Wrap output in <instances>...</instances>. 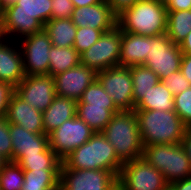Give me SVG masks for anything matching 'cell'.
<instances>
[{
	"mask_svg": "<svg viewBox=\"0 0 191 190\" xmlns=\"http://www.w3.org/2000/svg\"><path fill=\"white\" fill-rule=\"evenodd\" d=\"M51 4L52 0H18L2 9V38L17 37L12 38L16 41L43 30L51 20Z\"/></svg>",
	"mask_w": 191,
	"mask_h": 190,
	"instance_id": "obj_1",
	"label": "cell"
},
{
	"mask_svg": "<svg viewBox=\"0 0 191 190\" xmlns=\"http://www.w3.org/2000/svg\"><path fill=\"white\" fill-rule=\"evenodd\" d=\"M143 146L182 143L185 124L174 110H134Z\"/></svg>",
	"mask_w": 191,
	"mask_h": 190,
	"instance_id": "obj_2",
	"label": "cell"
},
{
	"mask_svg": "<svg viewBox=\"0 0 191 190\" xmlns=\"http://www.w3.org/2000/svg\"><path fill=\"white\" fill-rule=\"evenodd\" d=\"M115 149L118 159L124 164L143 155V143L139 123L134 110H120L101 132Z\"/></svg>",
	"mask_w": 191,
	"mask_h": 190,
	"instance_id": "obj_3",
	"label": "cell"
},
{
	"mask_svg": "<svg viewBox=\"0 0 191 190\" xmlns=\"http://www.w3.org/2000/svg\"><path fill=\"white\" fill-rule=\"evenodd\" d=\"M122 165L113 145L101 132H96L62 160L61 168L107 170L118 177Z\"/></svg>",
	"mask_w": 191,
	"mask_h": 190,
	"instance_id": "obj_4",
	"label": "cell"
},
{
	"mask_svg": "<svg viewBox=\"0 0 191 190\" xmlns=\"http://www.w3.org/2000/svg\"><path fill=\"white\" fill-rule=\"evenodd\" d=\"M117 26L136 35L157 36L166 33L167 9L156 0H139L117 16Z\"/></svg>",
	"mask_w": 191,
	"mask_h": 190,
	"instance_id": "obj_5",
	"label": "cell"
},
{
	"mask_svg": "<svg viewBox=\"0 0 191 190\" xmlns=\"http://www.w3.org/2000/svg\"><path fill=\"white\" fill-rule=\"evenodd\" d=\"M142 157L159 170L168 184L191 176V163L182 143L144 146Z\"/></svg>",
	"mask_w": 191,
	"mask_h": 190,
	"instance_id": "obj_6",
	"label": "cell"
},
{
	"mask_svg": "<svg viewBox=\"0 0 191 190\" xmlns=\"http://www.w3.org/2000/svg\"><path fill=\"white\" fill-rule=\"evenodd\" d=\"M165 177L143 157L122 165L118 190H168Z\"/></svg>",
	"mask_w": 191,
	"mask_h": 190,
	"instance_id": "obj_7",
	"label": "cell"
},
{
	"mask_svg": "<svg viewBox=\"0 0 191 190\" xmlns=\"http://www.w3.org/2000/svg\"><path fill=\"white\" fill-rule=\"evenodd\" d=\"M182 55L180 46L173 43L166 33L149 36L148 54L143 65L153 70L161 81L180 70Z\"/></svg>",
	"mask_w": 191,
	"mask_h": 190,
	"instance_id": "obj_8",
	"label": "cell"
},
{
	"mask_svg": "<svg viewBox=\"0 0 191 190\" xmlns=\"http://www.w3.org/2000/svg\"><path fill=\"white\" fill-rule=\"evenodd\" d=\"M122 30L116 25L104 32L102 36L83 52L81 64L93 69L96 73L119 65Z\"/></svg>",
	"mask_w": 191,
	"mask_h": 190,
	"instance_id": "obj_9",
	"label": "cell"
},
{
	"mask_svg": "<svg viewBox=\"0 0 191 190\" xmlns=\"http://www.w3.org/2000/svg\"><path fill=\"white\" fill-rule=\"evenodd\" d=\"M59 190H118V177L107 170L60 168Z\"/></svg>",
	"mask_w": 191,
	"mask_h": 190,
	"instance_id": "obj_10",
	"label": "cell"
},
{
	"mask_svg": "<svg viewBox=\"0 0 191 190\" xmlns=\"http://www.w3.org/2000/svg\"><path fill=\"white\" fill-rule=\"evenodd\" d=\"M95 132L77 115L48 134L49 147L63 160L86 143Z\"/></svg>",
	"mask_w": 191,
	"mask_h": 190,
	"instance_id": "obj_11",
	"label": "cell"
},
{
	"mask_svg": "<svg viewBox=\"0 0 191 190\" xmlns=\"http://www.w3.org/2000/svg\"><path fill=\"white\" fill-rule=\"evenodd\" d=\"M96 79L119 110H134L133 83L129 67H110L97 72Z\"/></svg>",
	"mask_w": 191,
	"mask_h": 190,
	"instance_id": "obj_12",
	"label": "cell"
},
{
	"mask_svg": "<svg viewBox=\"0 0 191 190\" xmlns=\"http://www.w3.org/2000/svg\"><path fill=\"white\" fill-rule=\"evenodd\" d=\"M52 46L44 29L19 40L26 76L49 75V52Z\"/></svg>",
	"mask_w": 191,
	"mask_h": 190,
	"instance_id": "obj_13",
	"label": "cell"
},
{
	"mask_svg": "<svg viewBox=\"0 0 191 190\" xmlns=\"http://www.w3.org/2000/svg\"><path fill=\"white\" fill-rule=\"evenodd\" d=\"M15 93L29 105L44 112L56 96L55 81L51 75H30L15 87Z\"/></svg>",
	"mask_w": 191,
	"mask_h": 190,
	"instance_id": "obj_14",
	"label": "cell"
},
{
	"mask_svg": "<svg viewBox=\"0 0 191 190\" xmlns=\"http://www.w3.org/2000/svg\"><path fill=\"white\" fill-rule=\"evenodd\" d=\"M53 78L57 96L78 101L83 92L96 79V72L80 63L65 72L53 76Z\"/></svg>",
	"mask_w": 191,
	"mask_h": 190,
	"instance_id": "obj_15",
	"label": "cell"
},
{
	"mask_svg": "<svg viewBox=\"0 0 191 190\" xmlns=\"http://www.w3.org/2000/svg\"><path fill=\"white\" fill-rule=\"evenodd\" d=\"M71 20L77 27L88 26L101 30L103 33L117 25V16L112 12L106 0L89 6L74 7Z\"/></svg>",
	"mask_w": 191,
	"mask_h": 190,
	"instance_id": "obj_16",
	"label": "cell"
},
{
	"mask_svg": "<svg viewBox=\"0 0 191 190\" xmlns=\"http://www.w3.org/2000/svg\"><path fill=\"white\" fill-rule=\"evenodd\" d=\"M9 41L7 38L0 39V82L15 88L26 75L19 42Z\"/></svg>",
	"mask_w": 191,
	"mask_h": 190,
	"instance_id": "obj_17",
	"label": "cell"
},
{
	"mask_svg": "<svg viewBox=\"0 0 191 190\" xmlns=\"http://www.w3.org/2000/svg\"><path fill=\"white\" fill-rule=\"evenodd\" d=\"M5 118L8 123L21 126L31 133L45 134L42 112L29 105L15 92L11 95Z\"/></svg>",
	"mask_w": 191,
	"mask_h": 190,
	"instance_id": "obj_18",
	"label": "cell"
},
{
	"mask_svg": "<svg viewBox=\"0 0 191 190\" xmlns=\"http://www.w3.org/2000/svg\"><path fill=\"white\" fill-rule=\"evenodd\" d=\"M9 132L13 148V162L21 155L39 154L50 148L47 134L31 133L21 126L10 123Z\"/></svg>",
	"mask_w": 191,
	"mask_h": 190,
	"instance_id": "obj_19",
	"label": "cell"
},
{
	"mask_svg": "<svg viewBox=\"0 0 191 190\" xmlns=\"http://www.w3.org/2000/svg\"><path fill=\"white\" fill-rule=\"evenodd\" d=\"M120 66L143 65L149 49V36L136 35L122 31L120 47Z\"/></svg>",
	"mask_w": 191,
	"mask_h": 190,
	"instance_id": "obj_20",
	"label": "cell"
},
{
	"mask_svg": "<svg viewBox=\"0 0 191 190\" xmlns=\"http://www.w3.org/2000/svg\"><path fill=\"white\" fill-rule=\"evenodd\" d=\"M77 101L74 99L55 96L51 105L42 112L43 127L45 134H49L60 125L75 117Z\"/></svg>",
	"mask_w": 191,
	"mask_h": 190,
	"instance_id": "obj_21",
	"label": "cell"
},
{
	"mask_svg": "<svg viewBox=\"0 0 191 190\" xmlns=\"http://www.w3.org/2000/svg\"><path fill=\"white\" fill-rule=\"evenodd\" d=\"M51 43L55 47H73L77 26L71 18L51 19L44 25Z\"/></svg>",
	"mask_w": 191,
	"mask_h": 190,
	"instance_id": "obj_22",
	"label": "cell"
},
{
	"mask_svg": "<svg viewBox=\"0 0 191 190\" xmlns=\"http://www.w3.org/2000/svg\"><path fill=\"white\" fill-rule=\"evenodd\" d=\"M174 95L159 81L145 94L134 110H174Z\"/></svg>",
	"mask_w": 191,
	"mask_h": 190,
	"instance_id": "obj_23",
	"label": "cell"
},
{
	"mask_svg": "<svg viewBox=\"0 0 191 190\" xmlns=\"http://www.w3.org/2000/svg\"><path fill=\"white\" fill-rule=\"evenodd\" d=\"M49 60V75L52 77L81 63L80 54L74 47L52 46Z\"/></svg>",
	"mask_w": 191,
	"mask_h": 190,
	"instance_id": "obj_24",
	"label": "cell"
},
{
	"mask_svg": "<svg viewBox=\"0 0 191 190\" xmlns=\"http://www.w3.org/2000/svg\"><path fill=\"white\" fill-rule=\"evenodd\" d=\"M133 83L134 107L143 99L145 94L159 81V76L144 65L129 67Z\"/></svg>",
	"mask_w": 191,
	"mask_h": 190,
	"instance_id": "obj_25",
	"label": "cell"
},
{
	"mask_svg": "<svg viewBox=\"0 0 191 190\" xmlns=\"http://www.w3.org/2000/svg\"><path fill=\"white\" fill-rule=\"evenodd\" d=\"M16 162L23 171L60 170L62 160L49 148L46 152L33 155H21Z\"/></svg>",
	"mask_w": 191,
	"mask_h": 190,
	"instance_id": "obj_26",
	"label": "cell"
},
{
	"mask_svg": "<svg viewBox=\"0 0 191 190\" xmlns=\"http://www.w3.org/2000/svg\"><path fill=\"white\" fill-rule=\"evenodd\" d=\"M76 115L95 133L102 132L113 117V113L106 106H90L87 103H77Z\"/></svg>",
	"mask_w": 191,
	"mask_h": 190,
	"instance_id": "obj_27",
	"label": "cell"
},
{
	"mask_svg": "<svg viewBox=\"0 0 191 190\" xmlns=\"http://www.w3.org/2000/svg\"><path fill=\"white\" fill-rule=\"evenodd\" d=\"M60 170L24 171L22 190H59Z\"/></svg>",
	"mask_w": 191,
	"mask_h": 190,
	"instance_id": "obj_28",
	"label": "cell"
},
{
	"mask_svg": "<svg viewBox=\"0 0 191 190\" xmlns=\"http://www.w3.org/2000/svg\"><path fill=\"white\" fill-rule=\"evenodd\" d=\"M191 32V10L167 12L166 35L173 43L180 45Z\"/></svg>",
	"mask_w": 191,
	"mask_h": 190,
	"instance_id": "obj_29",
	"label": "cell"
},
{
	"mask_svg": "<svg viewBox=\"0 0 191 190\" xmlns=\"http://www.w3.org/2000/svg\"><path fill=\"white\" fill-rule=\"evenodd\" d=\"M77 103H87L90 106H106L113 114L120 111L97 79L88 86Z\"/></svg>",
	"mask_w": 191,
	"mask_h": 190,
	"instance_id": "obj_30",
	"label": "cell"
},
{
	"mask_svg": "<svg viewBox=\"0 0 191 190\" xmlns=\"http://www.w3.org/2000/svg\"><path fill=\"white\" fill-rule=\"evenodd\" d=\"M24 171L13 161H8L0 171V190H22Z\"/></svg>",
	"mask_w": 191,
	"mask_h": 190,
	"instance_id": "obj_31",
	"label": "cell"
},
{
	"mask_svg": "<svg viewBox=\"0 0 191 190\" xmlns=\"http://www.w3.org/2000/svg\"><path fill=\"white\" fill-rule=\"evenodd\" d=\"M101 30L92 29L90 27H77L74 45L73 47L81 55L91 45L95 44L96 41L102 36Z\"/></svg>",
	"mask_w": 191,
	"mask_h": 190,
	"instance_id": "obj_32",
	"label": "cell"
},
{
	"mask_svg": "<svg viewBox=\"0 0 191 190\" xmlns=\"http://www.w3.org/2000/svg\"><path fill=\"white\" fill-rule=\"evenodd\" d=\"M174 111L185 126L191 125V86L174 96Z\"/></svg>",
	"mask_w": 191,
	"mask_h": 190,
	"instance_id": "obj_33",
	"label": "cell"
},
{
	"mask_svg": "<svg viewBox=\"0 0 191 190\" xmlns=\"http://www.w3.org/2000/svg\"><path fill=\"white\" fill-rule=\"evenodd\" d=\"M0 155L7 161H13L9 123L6 121L5 116L0 117Z\"/></svg>",
	"mask_w": 191,
	"mask_h": 190,
	"instance_id": "obj_34",
	"label": "cell"
},
{
	"mask_svg": "<svg viewBox=\"0 0 191 190\" xmlns=\"http://www.w3.org/2000/svg\"><path fill=\"white\" fill-rule=\"evenodd\" d=\"M161 81L174 96L191 86V83L184 77L180 70L173 72L170 76L163 78Z\"/></svg>",
	"mask_w": 191,
	"mask_h": 190,
	"instance_id": "obj_35",
	"label": "cell"
},
{
	"mask_svg": "<svg viewBox=\"0 0 191 190\" xmlns=\"http://www.w3.org/2000/svg\"><path fill=\"white\" fill-rule=\"evenodd\" d=\"M51 19L71 18L74 5L71 0H52Z\"/></svg>",
	"mask_w": 191,
	"mask_h": 190,
	"instance_id": "obj_36",
	"label": "cell"
},
{
	"mask_svg": "<svg viewBox=\"0 0 191 190\" xmlns=\"http://www.w3.org/2000/svg\"><path fill=\"white\" fill-rule=\"evenodd\" d=\"M14 92L13 86L0 82V117L5 116L11 95Z\"/></svg>",
	"mask_w": 191,
	"mask_h": 190,
	"instance_id": "obj_37",
	"label": "cell"
},
{
	"mask_svg": "<svg viewBox=\"0 0 191 190\" xmlns=\"http://www.w3.org/2000/svg\"><path fill=\"white\" fill-rule=\"evenodd\" d=\"M138 1L139 0H106L116 16L120 15L124 10L131 8Z\"/></svg>",
	"mask_w": 191,
	"mask_h": 190,
	"instance_id": "obj_38",
	"label": "cell"
},
{
	"mask_svg": "<svg viewBox=\"0 0 191 190\" xmlns=\"http://www.w3.org/2000/svg\"><path fill=\"white\" fill-rule=\"evenodd\" d=\"M164 5L167 12L191 10V0H167Z\"/></svg>",
	"mask_w": 191,
	"mask_h": 190,
	"instance_id": "obj_39",
	"label": "cell"
},
{
	"mask_svg": "<svg viewBox=\"0 0 191 190\" xmlns=\"http://www.w3.org/2000/svg\"><path fill=\"white\" fill-rule=\"evenodd\" d=\"M180 71L184 77L191 83V54H183Z\"/></svg>",
	"mask_w": 191,
	"mask_h": 190,
	"instance_id": "obj_40",
	"label": "cell"
},
{
	"mask_svg": "<svg viewBox=\"0 0 191 190\" xmlns=\"http://www.w3.org/2000/svg\"><path fill=\"white\" fill-rule=\"evenodd\" d=\"M168 190H191V176L169 184Z\"/></svg>",
	"mask_w": 191,
	"mask_h": 190,
	"instance_id": "obj_41",
	"label": "cell"
},
{
	"mask_svg": "<svg viewBox=\"0 0 191 190\" xmlns=\"http://www.w3.org/2000/svg\"><path fill=\"white\" fill-rule=\"evenodd\" d=\"M183 146L185 147L188 157L191 163V125L186 126L185 134L182 141Z\"/></svg>",
	"mask_w": 191,
	"mask_h": 190,
	"instance_id": "obj_42",
	"label": "cell"
},
{
	"mask_svg": "<svg viewBox=\"0 0 191 190\" xmlns=\"http://www.w3.org/2000/svg\"><path fill=\"white\" fill-rule=\"evenodd\" d=\"M179 46L183 54H191V32L186 36Z\"/></svg>",
	"mask_w": 191,
	"mask_h": 190,
	"instance_id": "obj_43",
	"label": "cell"
},
{
	"mask_svg": "<svg viewBox=\"0 0 191 190\" xmlns=\"http://www.w3.org/2000/svg\"><path fill=\"white\" fill-rule=\"evenodd\" d=\"M73 2L74 7H82V6H89L93 4H98L103 0H71Z\"/></svg>",
	"mask_w": 191,
	"mask_h": 190,
	"instance_id": "obj_44",
	"label": "cell"
},
{
	"mask_svg": "<svg viewBox=\"0 0 191 190\" xmlns=\"http://www.w3.org/2000/svg\"><path fill=\"white\" fill-rule=\"evenodd\" d=\"M8 161L0 155V171Z\"/></svg>",
	"mask_w": 191,
	"mask_h": 190,
	"instance_id": "obj_45",
	"label": "cell"
},
{
	"mask_svg": "<svg viewBox=\"0 0 191 190\" xmlns=\"http://www.w3.org/2000/svg\"><path fill=\"white\" fill-rule=\"evenodd\" d=\"M18 0H4V8L14 4L15 2H17Z\"/></svg>",
	"mask_w": 191,
	"mask_h": 190,
	"instance_id": "obj_46",
	"label": "cell"
},
{
	"mask_svg": "<svg viewBox=\"0 0 191 190\" xmlns=\"http://www.w3.org/2000/svg\"><path fill=\"white\" fill-rule=\"evenodd\" d=\"M2 24V9H1V6H0V25Z\"/></svg>",
	"mask_w": 191,
	"mask_h": 190,
	"instance_id": "obj_47",
	"label": "cell"
},
{
	"mask_svg": "<svg viewBox=\"0 0 191 190\" xmlns=\"http://www.w3.org/2000/svg\"><path fill=\"white\" fill-rule=\"evenodd\" d=\"M1 9H4V0H0Z\"/></svg>",
	"mask_w": 191,
	"mask_h": 190,
	"instance_id": "obj_48",
	"label": "cell"
},
{
	"mask_svg": "<svg viewBox=\"0 0 191 190\" xmlns=\"http://www.w3.org/2000/svg\"><path fill=\"white\" fill-rule=\"evenodd\" d=\"M156 1H160L162 3H165L167 0H156Z\"/></svg>",
	"mask_w": 191,
	"mask_h": 190,
	"instance_id": "obj_49",
	"label": "cell"
},
{
	"mask_svg": "<svg viewBox=\"0 0 191 190\" xmlns=\"http://www.w3.org/2000/svg\"><path fill=\"white\" fill-rule=\"evenodd\" d=\"M2 38L1 25H0V39Z\"/></svg>",
	"mask_w": 191,
	"mask_h": 190,
	"instance_id": "obj_50",
	"label": "cell"
}]
</instances>
